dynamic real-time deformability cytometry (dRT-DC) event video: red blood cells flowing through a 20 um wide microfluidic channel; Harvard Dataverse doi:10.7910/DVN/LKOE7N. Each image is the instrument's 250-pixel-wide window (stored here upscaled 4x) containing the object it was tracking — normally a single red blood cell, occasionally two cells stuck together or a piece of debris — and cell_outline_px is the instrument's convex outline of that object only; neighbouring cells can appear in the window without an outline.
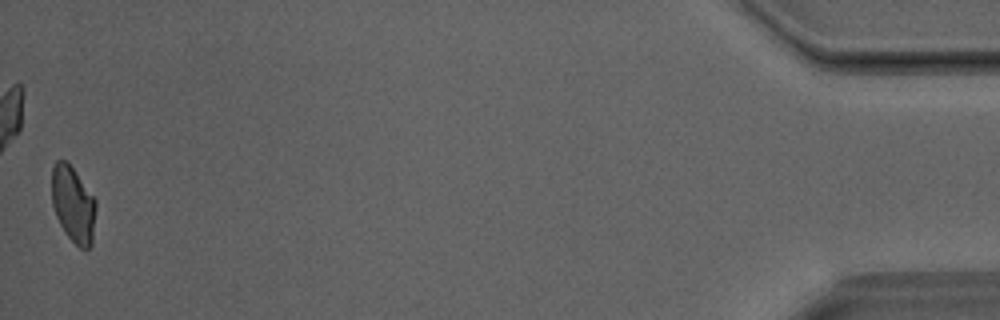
{"species": "Egyptian fruit bat (a non-hibernating species)", "species_latin": "Rousettus aegyptiacus", "temperature_condition": "room temperature", "stored_images_in_passage": 38, "camera_frame_rate_fps": 3000, "um_per_image_px": 0.085, "animal": {"sex": "male"}, "frame": {"image": 1, "passage_image": 38, "time_ms": 12.333, "image_size_px": [1000, 320], "cell_outline_px": [[96, 208], [92, 244], [88, 248], [80, 248], [64, 232], [56, 216], [52, 204], [52, 168], [56, 160], [64, 160], [72, 168], [96, 200]], "centroid_in_image_um": [6.22, 17.39], "position_along_channel_um": 429.0, "area_um2": 19.36}}